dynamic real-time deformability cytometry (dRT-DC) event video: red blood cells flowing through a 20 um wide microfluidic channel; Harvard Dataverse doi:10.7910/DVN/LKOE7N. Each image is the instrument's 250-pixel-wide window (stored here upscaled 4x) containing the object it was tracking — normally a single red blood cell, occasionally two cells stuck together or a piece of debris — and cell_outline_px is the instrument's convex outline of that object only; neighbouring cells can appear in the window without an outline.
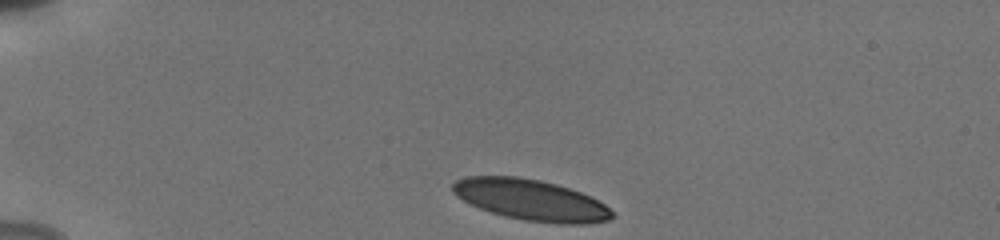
{"species": "human", "species_latin": "Homo sapiens", "temperature_condition": "cold", "stored_images_in_passage": 37, "camera_frame_rate_fps": 3000, "um_per_image_px": 0.085, "donor": {"sex": "male"}, "frame": {"image": 1, "passage_image": 1, "time_ms": 0.0, "image_size_px": [1000, 240], "cell_outline_px": [[612, 216], [608, 220], [588, 224], [560, 224], [524, 220], [492, 212], [480, 208], [456, 196], [452, 192], [452, 184], [456, 180], [464, 176], [516, 176], [540, 180], [556, 184], [580, 192], [604, 204], [612, 212]], "centroid_in_image_um": [45.09, 16.99], "position_along_channel_um": 39.9, "area_um2": 37.69}}
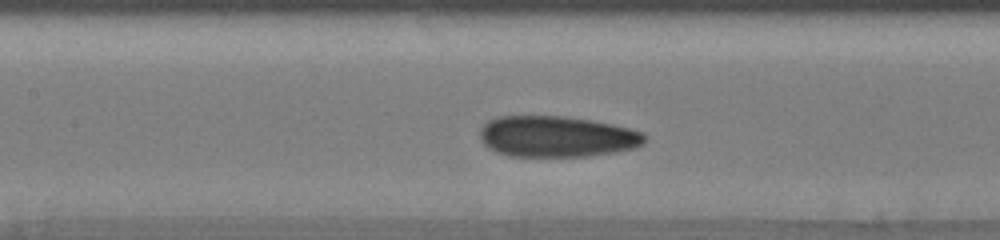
{"frame": {"image": 2, "passage_image": 15, "time_ms": 4.667, "image_size_px": [1000, 240], "cell_outline_px": [[644, 144], [636, 148], [616, 152], [592, 156], [508, 156], [496, 152], [488, 148], [480, 140], [480, 128], [488, 120], [496, 116], [564, 116], [592, 120], [612, 124], [628, 128], [640, 132], [644, 136]], "centroid_in_image_um": [47.29, 11.61], "position_along_channel_um": 160.1, "area_um2": 39.65}}
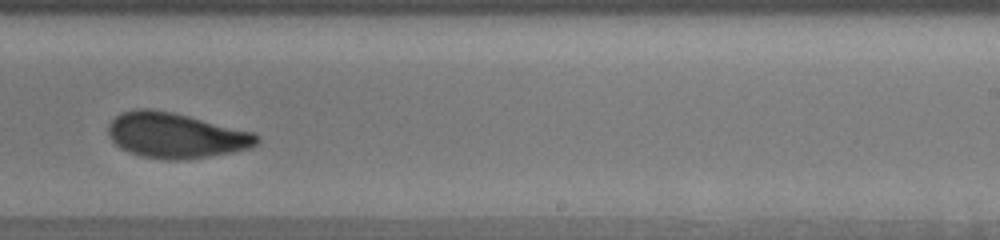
{"frame": {"image": 3, "passage_image": 24, "time_ms": 7.667, "image_size_px": [1000, 240], "cell_outline_px": [[260, 140], [252, 148], [232, 152], [208, 156], [180, 160], [168, 160], [140, 156], [128, 152], [120, 148], [108, 136], [108, 124], [120, 112], [136, 108], [152, 108], [172, 112], [256, 132], [260, 136]], "centroid_in_image_um": [14.94, 11.5], "position_along_channel_um": 274.1, "area_um2": 39.59}, "authors_computed_cell_mechanics": {"area_um2": 39.593, "velocity_mm_per_s": 3.8145, "shape_relaxation_time_tau1_ms": 3.4006, "shape_relaxation_time_tau2_ms": 1.5033, "deformation_change_tau1": 0.1214, "deformation_change_tau2": 0.0824}}